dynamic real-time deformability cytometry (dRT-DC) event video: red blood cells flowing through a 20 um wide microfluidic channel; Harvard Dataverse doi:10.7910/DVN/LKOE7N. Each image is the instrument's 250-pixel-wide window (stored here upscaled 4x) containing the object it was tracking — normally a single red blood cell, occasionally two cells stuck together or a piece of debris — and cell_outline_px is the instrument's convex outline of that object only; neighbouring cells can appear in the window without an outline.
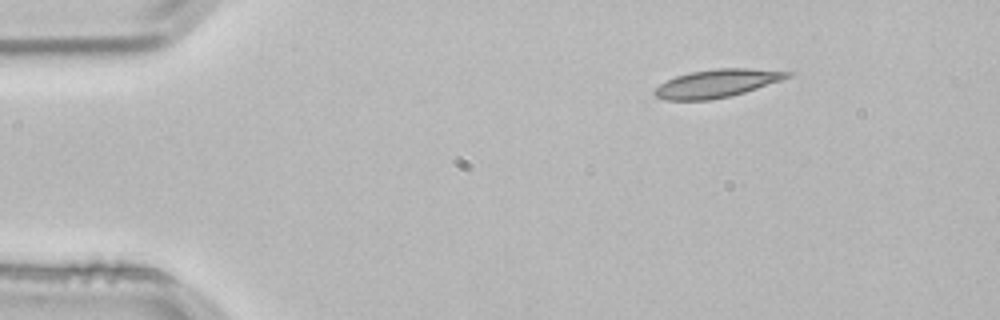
{"species": "common noctule bat (a hibernating species)", "species_latin": "Nyctalus noctula", "temperature_condition": "room temperature", "stored_images_in_passage": 2, "camera_frame_rate_fps": 3000, "um_per_image_px": 0.085, "animal": {"sex": "male", "body_mass_g": 21.5, "forearm_length_mm": 52.0}, "frame": {"image": 1, "passage_image": 1, "time_ms": 0.0, "image_size_px": [1000, 320], "cell_outline_px": [[792, 76], [744, 92], [728, 96], [708, 100], [664, 100], [656, 96], [652, 92], [660, 84], [676, 76], [692, 72], [716, 68], [748, 68], [792, 72]], "centroid_in_image_um": [60.91, 7.08], "position_along_channel_um": 24.1, "area_um2": 21.33}}